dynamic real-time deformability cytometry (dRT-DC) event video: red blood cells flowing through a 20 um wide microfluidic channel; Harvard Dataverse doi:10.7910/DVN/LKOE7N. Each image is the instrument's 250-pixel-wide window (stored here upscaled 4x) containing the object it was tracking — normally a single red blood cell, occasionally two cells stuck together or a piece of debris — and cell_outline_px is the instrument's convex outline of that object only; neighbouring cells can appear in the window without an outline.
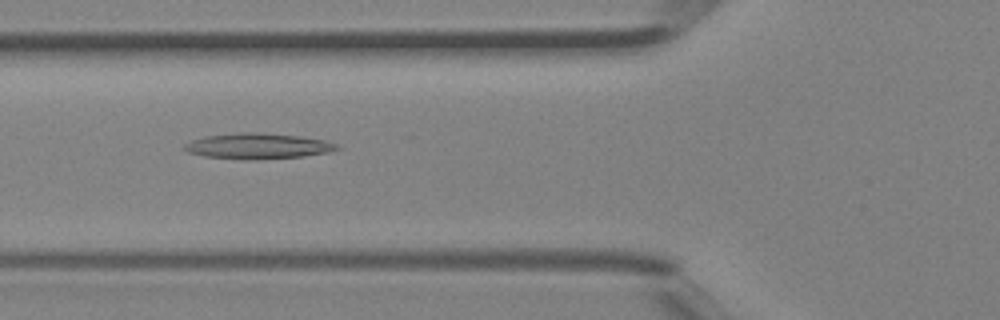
{"species": "Egyptian fruit bat (a non-hibernating species)", "species_latin": "Rousettus aegyptiacus", "temperature_condition": "room temperature", "stored_images_in_passage": 26, "camera_frame_rate_fps": 3000, "um_per_image_px": 0.085, "animal": {"sex": "female"}, "frame": {"image": 1, "passage_image": 3, "time_ms": 0.667, "image_size_px": [1000, 320], "cell_outline_px": [[340, 148], [328, 152], [304, 156], [204, 156], [188, 152], [180, 148], [184, 144], [192, 140], [204, 136], [240, 132], [248, 132], [296, 136], [324, 140], [336, 144]], "centroid_in_image_um": [21.87, 12.35], "position_along_channel_um": 103.9, "area_um2": 21.1}}
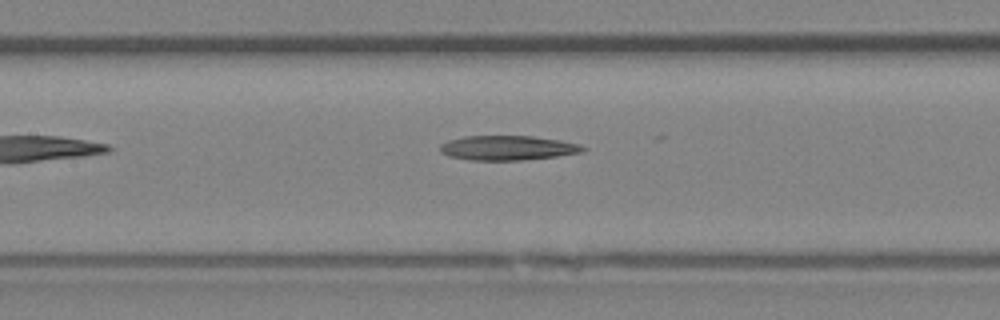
{"frame": {"image": 2, "passage_image": 7, "time_ms": 2.0, "image_size_px": [1000, 320], "cell_outline_px": [[588, 148], [584, 152], [556, 156], [524, 160], [468, 160], [452, 156], [440, 152], [440, 144], [448, 140], [464, 136], [532, 136], [560, 140], [580, 144]], "centroid_in_image_um": [43.18, 12.57], "position_along_channel_um": 164.2, "area_um2": 20.52}}
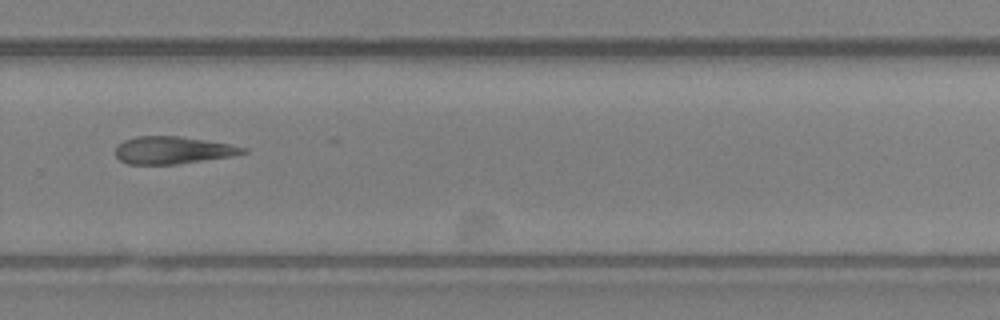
{"frame": {"image": 3, "passage_image": 17, "time_ms": 5.333, "image_size_px": [1000, 320], "cell_outline_px": [[248, 152], [232, 156], [180, 164], [128, 164], [120, 160], [116, 156], [116, 148], [124, 140], [136, 136], [180, 136], [228, 144], [248, 148]], "centroid_in_image_um": [14.7, 12.77], "position_along_channel_um": 315.1, "area_um2": 20.29}}